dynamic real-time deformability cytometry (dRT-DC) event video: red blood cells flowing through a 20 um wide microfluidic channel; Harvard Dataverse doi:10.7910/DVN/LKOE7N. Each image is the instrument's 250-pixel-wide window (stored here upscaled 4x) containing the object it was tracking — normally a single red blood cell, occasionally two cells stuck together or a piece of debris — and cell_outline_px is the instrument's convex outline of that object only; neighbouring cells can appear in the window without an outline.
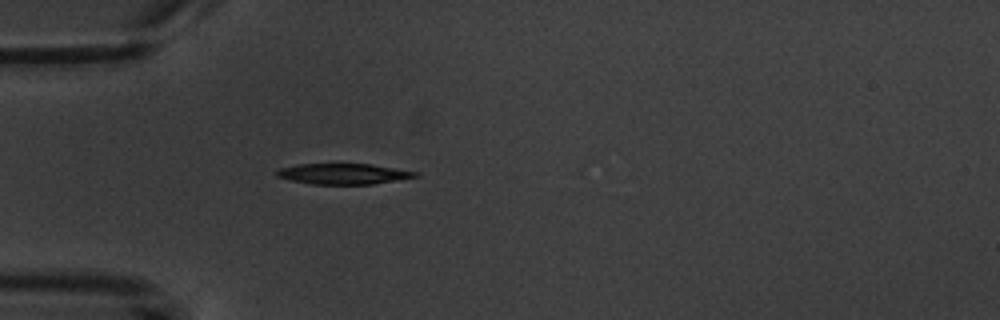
{"species": "common noctule bat (a hibernating species)", "species_latin": "Nyctalus noctula", "temperature_condition": "warm", "stored_images_in_passage": 1, "camera_frame_rate_fps": 3000, "um_per_image_px": 0.085, "animal": {"sex": "male", "body_mass_g": 20.1, "forearm_length_mm": 53.5}, "frame": {"image": 1, "passage_image": 1, "time_ms": 0.0, "image_size_px": [1000, 320], "cell_outline_px": [[420, 176], [372, 184], [312, 184], [292, 180], [276, 176], [276, 172], [280, 168], [296, 164], [372, 164], [420, 172]], "centroid_in_image_um": [29.23, 14.77], "position_along_channel_um": 55.8, "area_um2": 16.65}}